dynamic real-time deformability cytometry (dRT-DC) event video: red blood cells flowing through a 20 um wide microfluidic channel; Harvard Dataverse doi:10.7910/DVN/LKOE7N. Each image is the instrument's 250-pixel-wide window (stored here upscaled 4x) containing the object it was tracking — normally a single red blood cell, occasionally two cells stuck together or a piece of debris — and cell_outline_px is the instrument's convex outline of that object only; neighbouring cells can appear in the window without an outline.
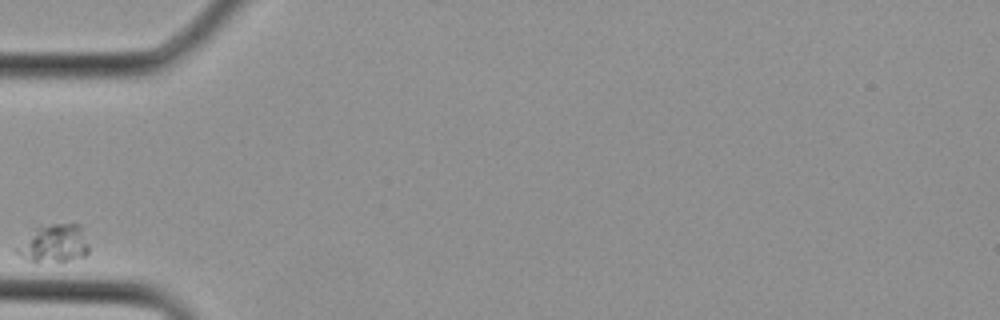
{"species": "Egyptian fruit bat (a non-hibernating species)", "species_latin": "Rousettus aegyptiacus", "temperature_condition": "cold", "stored_images_in_passage": 1, "camera_frame_rate_fps": 3000, "um_per_image_px": 0.085, "animal": {"sex": "female"}, "frame": {"image": 1, "passage_image": 1, "time_ms": 0.0, "image_size_px": [1000, 320], "cell_outline_px": [[88, 252], [84, 256], [68, 260], [36, 264], [24, 260], [12, 248], [36, 224], [80, 224], [88, 244]], "centroid_in_image_um": [4.46, 20.7], "position_along_channel_um": 80.5, "area_um2": 16.82}}